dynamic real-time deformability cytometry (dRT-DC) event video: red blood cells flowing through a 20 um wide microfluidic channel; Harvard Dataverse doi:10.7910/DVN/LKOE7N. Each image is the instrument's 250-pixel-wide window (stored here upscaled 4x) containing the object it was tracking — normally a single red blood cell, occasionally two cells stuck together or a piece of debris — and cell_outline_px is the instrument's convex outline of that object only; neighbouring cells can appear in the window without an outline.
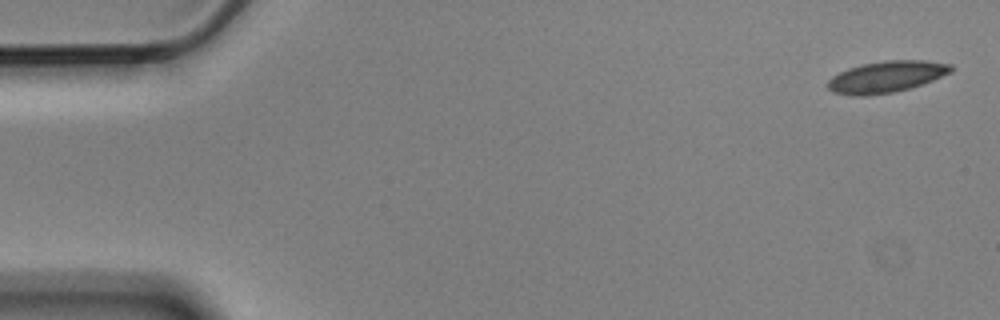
{"species": "Egyptian fruit bat (a non-hibernating species)", "species_latin": "Rousettus aegyptiacus", "temperature_condition": "cold", "stored_images_in_passage": 5, "camera_frame_rate_fps": 3000, "um_per_image_px": 0.085, "animal": {"sex": "male"}, "frame": {"image": 1, "passage_image": 1, "time_ms": 0.0, "image_size_px": [1000, 320], "cell_outline_px": [[952, 72], [932, 80], [908, 88], [892, 92], [864, 96], [852, 96], [832, 92], [824, 84], [832, 76], [848, 68], [860, 64], [884, 60], [924, 60], [952, 64]], "centroid_in_image_um": [75.29, 6.52], "position_along_channel_um": 9.7, "area_um2": 22.66}}
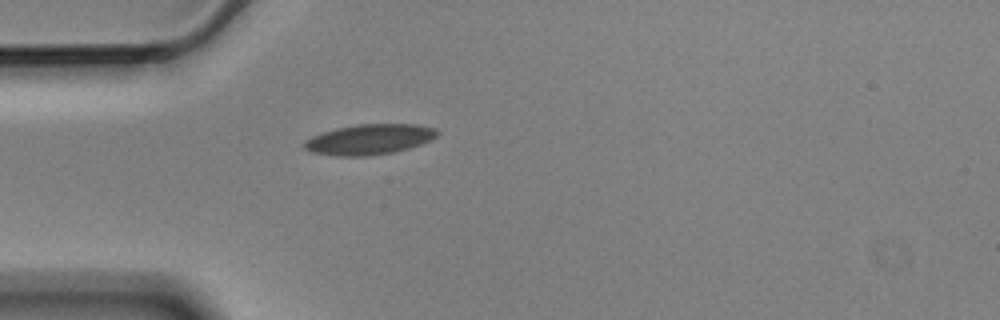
{"frame": {"image": 2, "passage_image": 5, "time_ms": 1.333, "image_size_px": [1000, 320], "cell_outline_px": [[440, 132], [436, 136], [420, 144], [408, 148], [392, 152], [364, 156], [336, 156], [312, 152], [304, 148], [300, 144], [304, 140], [312, 136], [336, 128], [356, 124], [416, 124], [436, 128]], "centroid_in_image_um": [31.35, 11.84], "position_along_channel_um": 53.6, "area_um2": 23.47}}